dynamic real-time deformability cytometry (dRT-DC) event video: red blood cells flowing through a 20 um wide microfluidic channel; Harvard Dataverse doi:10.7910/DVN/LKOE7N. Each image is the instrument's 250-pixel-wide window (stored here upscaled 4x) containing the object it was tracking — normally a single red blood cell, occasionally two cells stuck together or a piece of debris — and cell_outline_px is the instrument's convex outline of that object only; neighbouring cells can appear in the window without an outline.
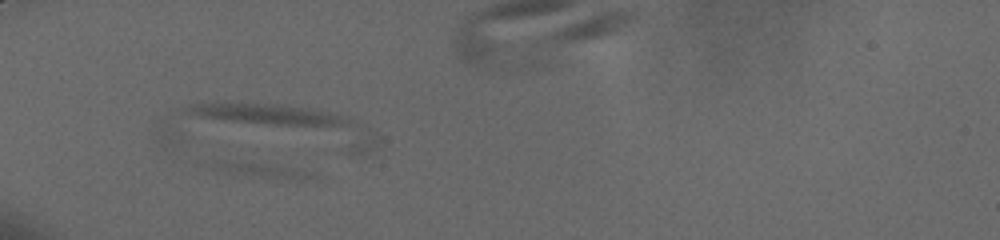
{"species": "human", "species_latin": "Homo sapiens", "temperature_condition": "cold", "stored_images_in_passage": 13, "camera_frame_rate_fps": 3000, "um_per_image_px": 0.085, "donor": {"sex": "male"}, "frame": {"image": 1, "passage_image": 1, "time_ms": 0.0, "image_size_px": [1000, 240], "cell_outline_px": [[380, 140], [372, 148], [364, 152], [344, 152], [180, 112], [180, 108], [188, 104], [276, 104], [312, 108], [348, 116], [356, 120], [376, 136]], "centroid_in_image_um": [24.84, 10.54], "position_along_channel_um": 60.2, "area_um2": 37.11}}